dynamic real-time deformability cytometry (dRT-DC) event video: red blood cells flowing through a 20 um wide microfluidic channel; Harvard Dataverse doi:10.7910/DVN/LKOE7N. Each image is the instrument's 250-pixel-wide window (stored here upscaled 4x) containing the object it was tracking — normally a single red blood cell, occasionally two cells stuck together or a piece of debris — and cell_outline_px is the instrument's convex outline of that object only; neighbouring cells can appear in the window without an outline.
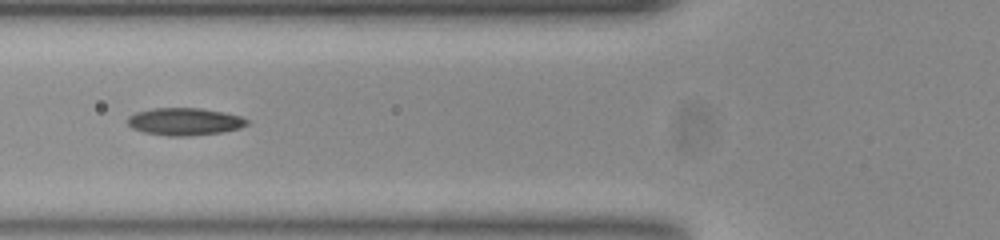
{"species": "common noctule bat (a hibernating species)", "species_latin": "Nyctalus noctula", "temperature_condition": "room temperature", "stored_images_in_passage": 23, "camera_frame_rate_fps": 3000, "um_per_image_px": 0.085, "animal": {"sex": "female", "body_mass_g": 23.0, "forearm_length_mm": 53.4}, "frame": {"image": 1, "passage_image": 10, "time_ms": 3.0, "image_size_px": [1000, 240], "cell_outline_px": [[248, 124], [240, 128], [220, 132], [188, 136], [168, 136], [144, 132], [132, 128], [128, 124], [128, 116], [136, 112], [152, 108], [200, 108], [224, 112], [240, 116], [248, 120]], "centroid_in_image_um": [15.68, 10.33], "position_along_channel_um": 110.1, "area_um2": 19.02}}